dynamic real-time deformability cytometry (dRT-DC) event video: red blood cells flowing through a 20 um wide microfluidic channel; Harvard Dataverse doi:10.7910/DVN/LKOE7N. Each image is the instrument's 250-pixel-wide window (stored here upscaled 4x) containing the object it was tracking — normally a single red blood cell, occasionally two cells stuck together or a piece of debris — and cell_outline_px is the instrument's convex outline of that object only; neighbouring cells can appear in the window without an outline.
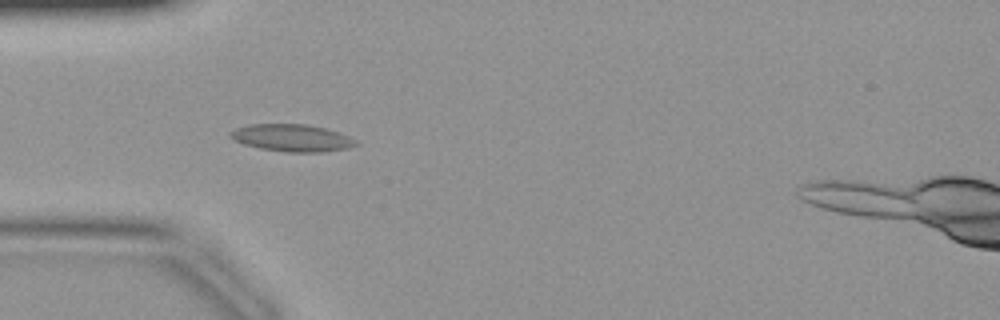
{"species": "common noctule bat (a hibernating species)", "species_latin": "Nyctalus noctula", "temperature_condition": "warm", "stored_images_in_passage": 34, "camera_frame_rate_fps": 3000, "um_per_image_px": 0.085, "animal": {"sex": "female", "body_mass_g": 19.9}, "frame": {"image": 1, "passage_image": 4, "time_ms": 1.0, "image_size_px": [1000, 320], "cell_outline_px": [[360, 144], [348, 148], [320, 152], [284, 152], [260, 148], [244, 144], [232, 140], [228, 136], [228, 132], [236, 128], [248, 124], [308, 124], [324, 128], [348, 136], [356, 140]], "centroid_in_image_um": [24.77, 11.72], "position_along_channel_um": 60.2, "area_um2": 20.0}}
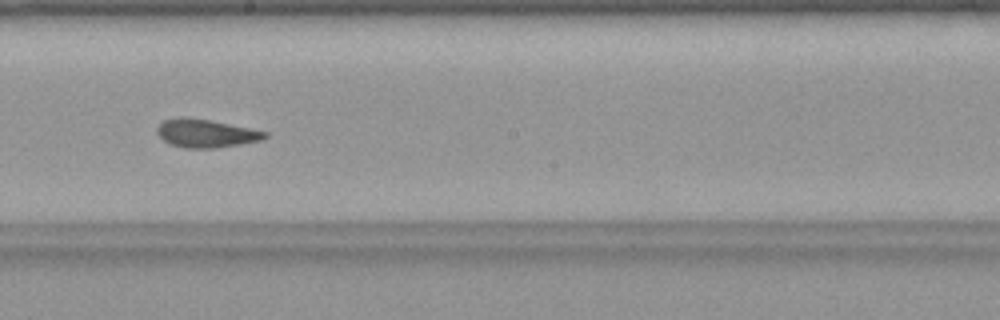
{"frame": {"image": 2, "passage_image": 15, "time_ms": 4.667, "image_size_px": [1000, 320], "cell_outline_px": [[268, 136], [264, 140], [216, 148], [184, 148], [168, 144], [156, 132], [156, 128], [164, 120], [184, 116], [208, 120], [268, 132]], "centroid_in_image_um": [17.49, 11.34], "position_along_channel_um": 230.7, "area_um2": 17.69}}
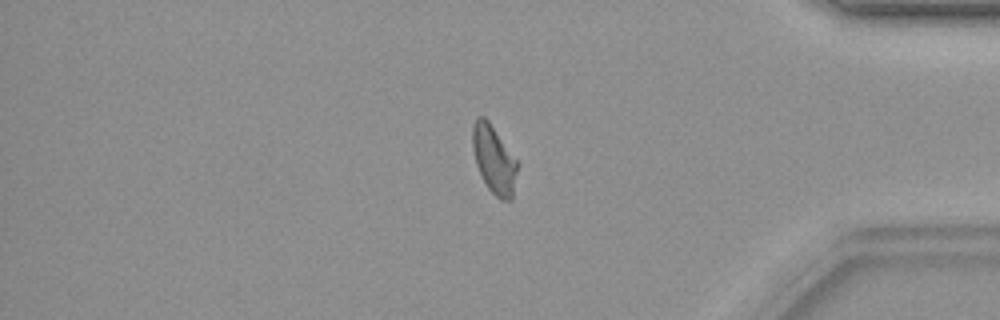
{"frame": {"image": 3, "passage_image": 27, "time_ms": 8.667, "image_size_px": [1000, 320], "cell_outline_px": [[520, 164], [512, 200], [500, 200], [488, 188], [476, 164], [472, 148], [472, 128], [476, 116], [484, 116], [488, 120]], "centroid_in_image_um": [42.01, 13.56], "position_along_channel_um": 393.2, "area_um2": 17.98}}